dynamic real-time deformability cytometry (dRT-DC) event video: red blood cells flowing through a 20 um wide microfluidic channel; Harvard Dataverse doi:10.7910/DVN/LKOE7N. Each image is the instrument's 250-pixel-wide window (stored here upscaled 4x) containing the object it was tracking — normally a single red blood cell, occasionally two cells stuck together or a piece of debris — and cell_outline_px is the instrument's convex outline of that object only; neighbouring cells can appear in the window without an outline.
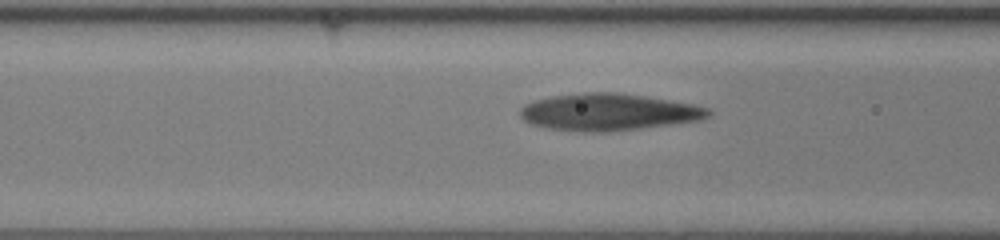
{"species": "human", "species_latin": "Homo sapiens", "temperature_condition": "room temperature", "stored_images_in_passage": 39, "segment_of_instrument_passage": [2, 2], "camera_frame_rate_fps": 3000, "um_per_image_px": 0.085, "donor": {"sex": "female"}, "frame": {"image": 1, "passage_image": 18, "time_ms": 5.667, "image_size_px": [1000, 240], "cell_outline_px": [[712, 112], [708, 116], [700, 120], [640, 128], [608, 132], [584, 132], [548, 128], [532, 124], [524, 120], [520, 116], [520, 108], [524, 104], [536, 100], [552, 96], [584, 92], [620, 92], [692, 104], [708, 108]], "centroid_in_image_um": [51.69, 9.52], "position_along_channel_um": 114.9, "area_um2": 40.34}}
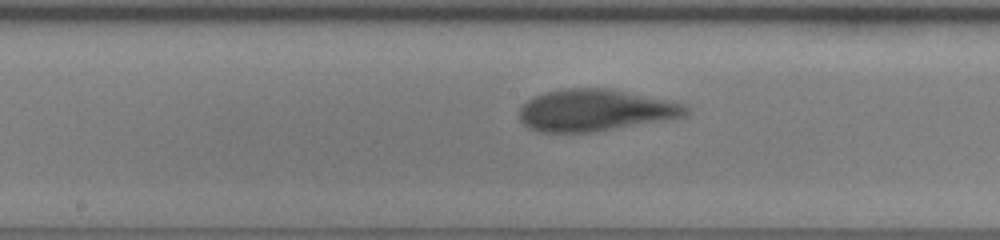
{"frame": {"image": 2, "passage_image": 24, "time_ms": 7.667, "image_size_px": [1000, 240], "cell_outline_px": [[688, 112], [684, 116], [668, 120], [592, 132], [540, 132], [528, 128], [520, 120], [520, 108], [532, 96], [544, 92], [568, 88], [608, 88], [684, 104], [688, 108]], "centroid_in_image_um": [50.56, 9.38], "position_along_channel_um": 197.6, "area_um2": 40.34}}
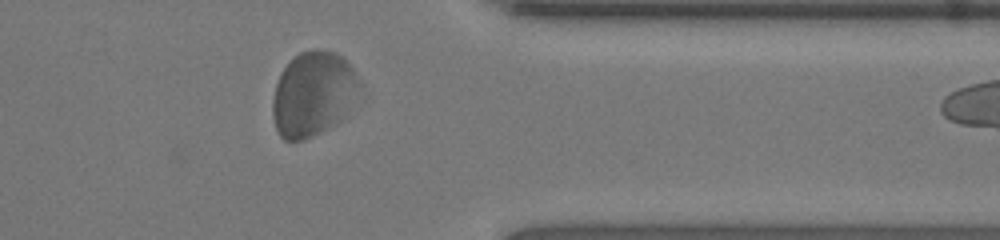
{"frame": {"image": 3, "passage_image": 38, "time_ms": 12.333, "image_size_px": [1000, 240], "cell_outline_px": [[360, 84], [348, 112], [340, 120], [320, 132], [304, 140], [284, 140], [280, 136], [276, 128], [272, 116], [272, 100], [276, 84], [280, 72], [300, 52], [316, 48], [320, 48], [336, 52], [352, 68], [360, 80]], "centroid_in_image_um": [26.59, 7.98], "position_along_channel_um": 384.8, "area_um2": 42.66}}